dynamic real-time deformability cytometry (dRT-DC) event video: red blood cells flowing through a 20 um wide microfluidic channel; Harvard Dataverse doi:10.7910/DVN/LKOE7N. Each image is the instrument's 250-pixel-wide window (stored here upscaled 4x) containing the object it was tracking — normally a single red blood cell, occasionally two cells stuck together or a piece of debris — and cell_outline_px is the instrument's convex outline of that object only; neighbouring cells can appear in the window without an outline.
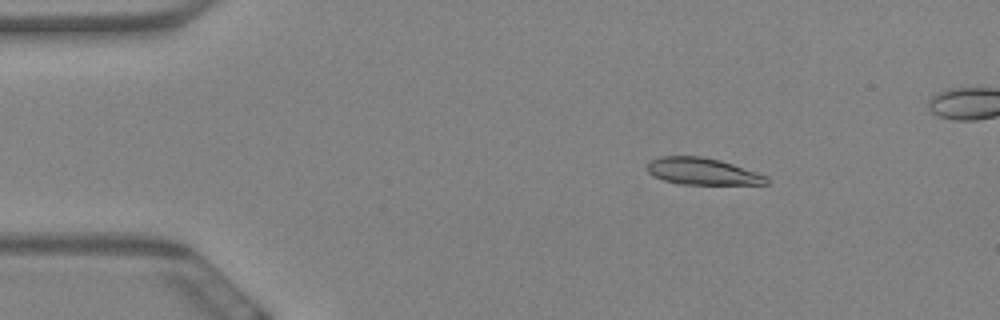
{"species": "Egyptian fruit bat (a non-hibernating species)", "species_latin": "Rousettus aegyptiacus", "temperature_condition": "warm", "stored_images_in_passage": 50, "camera_frame_rate_fps": 3000, "um_per_image_px": 0.085, "animal": {"sex": "female"}, "frame": {"image": 1, "passage_image": 3, "time_ms": 0.667, "image_size_px": [1000, 320], "cell_outline_px": [[768, 184], [680, 184], [664, 180], [652, 176], [648, 172], [648, 164], [652, 160], [660, 156], [700, 156], [720, 160], [768, 176]], "centroid_in_image_um": [59.7, 14.57], "position_along_channel_um": 25.3, "area_um2": 18.5}}
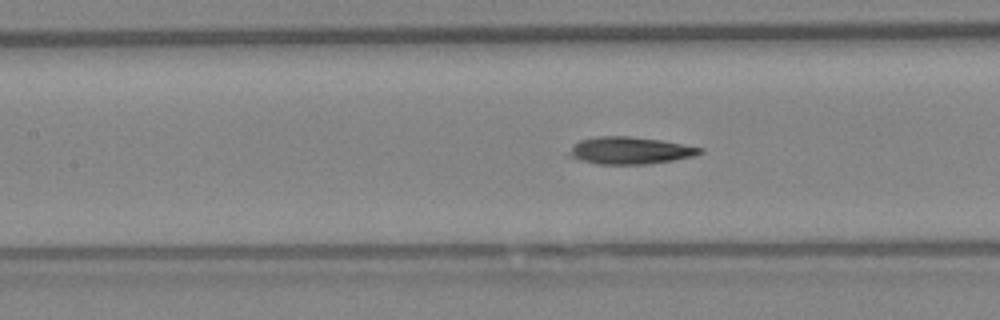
{"frame": {"image": 2, "passage_image": 20, "time_ms": 6.333, "image_size_px": [1000, 320], "cell_outline_px": [[704, 152], [692, 156], [676, 160], [648, 164], [596, 164], [564, 156], [580, 140], [600, 136], [628, 136], [660, 140], [704, 148]], "centroid_in_image_um": [53.54, 12.8], "position_along_channel_um": 153.9, "area_um2": 20.75}}
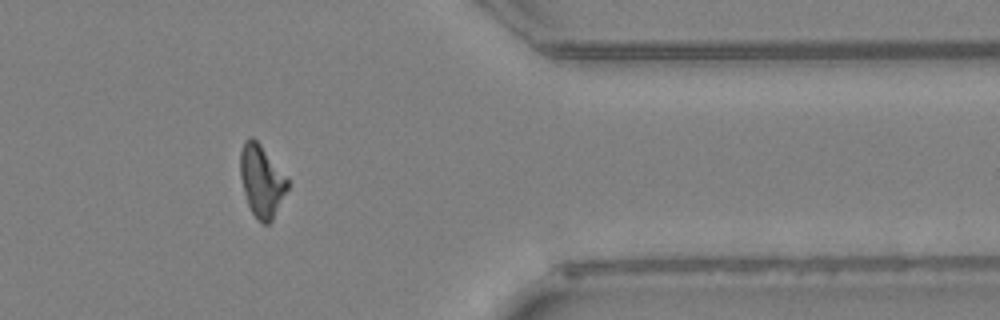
{"frame": {"image": 3, "passage_image": 42, "time_ms": 13.667, "image_size_px": [1000, 320], "cell_outline_px": [[288, 188], [272, 220], [268, 224], [264, 224], [252, 212], [248, 204], [244, 192], [240, 176], [240, 152], [244, 140], [252, 136], [260, 144], [288, 180]], "centroid_in_image_um": [22.21, 15.36], "position_along_channel_um": 389.2, "area_um2": 19.36}}